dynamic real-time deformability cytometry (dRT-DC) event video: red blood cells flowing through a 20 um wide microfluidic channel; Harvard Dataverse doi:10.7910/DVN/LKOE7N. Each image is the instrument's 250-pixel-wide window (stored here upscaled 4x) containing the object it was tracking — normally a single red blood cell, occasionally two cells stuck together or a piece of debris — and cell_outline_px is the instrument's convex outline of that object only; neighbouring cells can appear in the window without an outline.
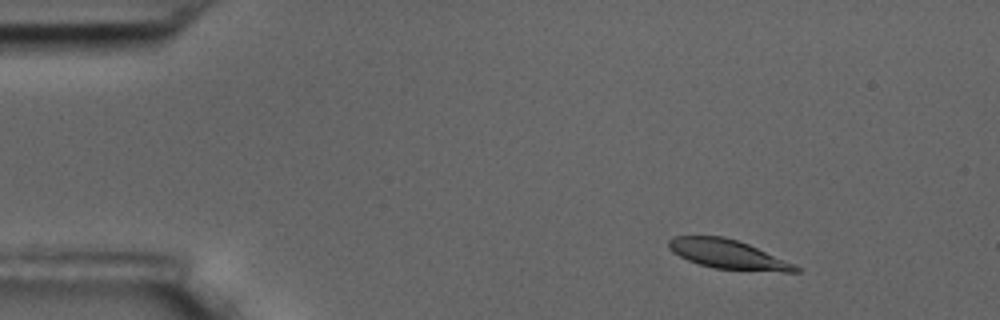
{"species": "common noctule bat (a hibernating species)", "species_latin": "Nyctalus noctula", "temperature_condition": "room temperature", "stored_images_in_passage": 3, "camera_frame_rate_fps": 3000, "um_per_image_px": 0.085, "animal": {"sex": "male", "body_mass_g": 17.5, "forearm_length_mm": 52.3}, "frame": {"image": 1, "passage_image": 1, "time_ms": 0.0, "image_size_px": [1000, 320], "cell_outline_px": [[800, 272], [784, 272], [716, 268], [700, 264], [688, 260], [672, 252], [668, 248], [668, 240], [672, 236], [724, 236], [748, 244], [796, 264], [800, 268]], "centroid_in_image_um": [61.87, 21.61], "position_along_channel_um": 23.1, "area_um2": 21.44}}